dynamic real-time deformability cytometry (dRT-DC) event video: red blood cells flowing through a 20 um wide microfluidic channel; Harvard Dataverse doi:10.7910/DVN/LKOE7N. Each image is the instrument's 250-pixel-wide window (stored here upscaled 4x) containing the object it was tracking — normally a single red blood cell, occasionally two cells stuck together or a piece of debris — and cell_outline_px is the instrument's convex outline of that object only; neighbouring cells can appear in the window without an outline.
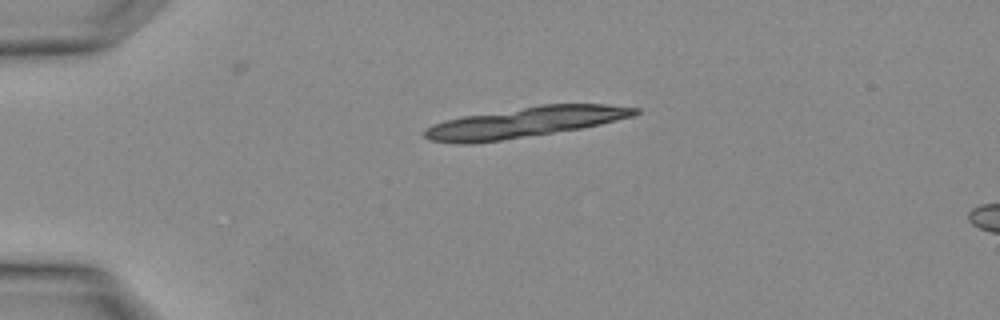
{"species": "Egyptian fruit bat (a non-hibernating species)", "species_latin": "Rousettus aegyptiacus", "temperature_condition": "warm", "stored_images_in_passage": 2, "camera_frame_rate_fps": 3000, "um_per_image_px": 0.085, "animal": {"sex": "female"}, "frame": {"image": 1, "passage_image": 1, "time_ms": 0.0, "image_size_px": [1000, 320], "cell_outline_px": [[640, 112], [636, 116], [600, 124], [580, 128], [500, 140], [472, 144], [460, 144], [428, 140], [424, 136], [424, 128], [432, 124], [444, 120], [464, 116], [540, 104], [608, 104], [640, 108]], "centroid_in_image_um": [44.61, 10.38], "position_along_channel_um": 40.4, "area_um2": 37.28}}